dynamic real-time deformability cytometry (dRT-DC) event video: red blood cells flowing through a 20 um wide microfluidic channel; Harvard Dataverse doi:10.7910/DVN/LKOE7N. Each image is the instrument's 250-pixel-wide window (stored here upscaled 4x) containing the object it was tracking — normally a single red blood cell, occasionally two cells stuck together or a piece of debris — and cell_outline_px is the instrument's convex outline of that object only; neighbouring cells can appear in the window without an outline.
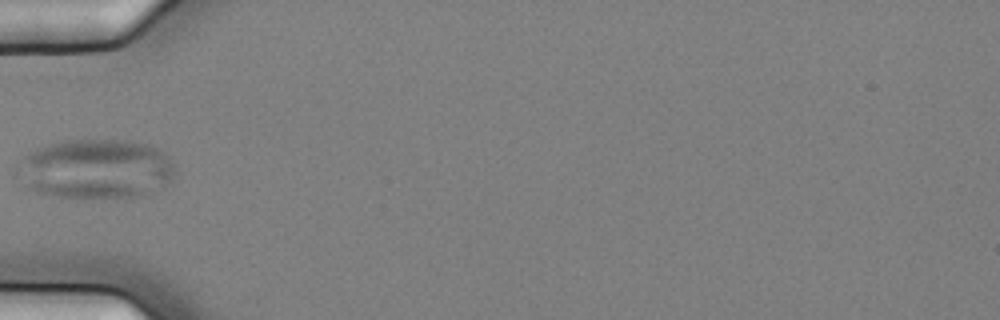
{"species": "common noctule bat (a hibernating species)", "species_latin": "Nyctalus noctula", "temperature_condition": "cold", "stored_images_in_passage": 2, "camera_frame_rate_fps": 3000, "um_per_image_px": 0.085, "animal": {"sex": "female", "body_mass_g": 25.1}, "frame": {"image": 1, "passage_image": 1, "time_ms": 0.0, "image_size_px": [1000, 320], "cell_outline_px": [[176, 172], [172, 180], [152, 192], [140, 196], [104, 200], [56, 196], [36, 192], [24, 188], [12, 176], [12, 168], [28, 152], [36, 148], [60, 140], [128, 140], [148, 144], [164, 152], [176, 164]], "centroid_in_image_um": [8.06, 14.39], "position_along_channel_um": 76.9, "area_um2": 56.99}}
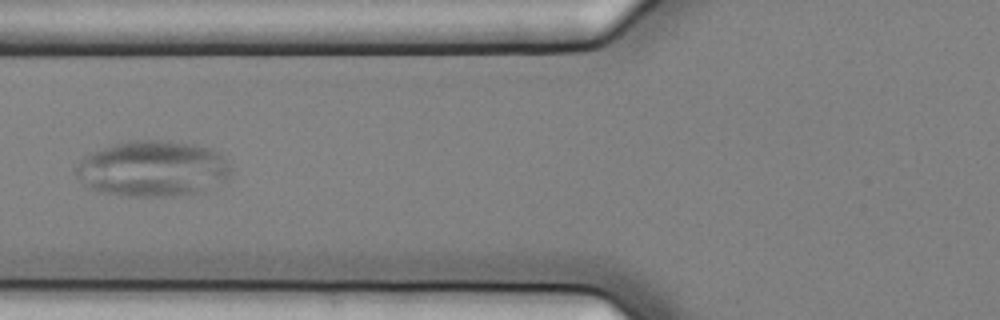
{"frame": {"image": 2, "passage_image": 2, "time_ms": 0.333, "image_size_px": [1000, 320], "cell_outline_px": [[232, 168], [228, 180], [204, 192], [172, 196], [124, 196], [104, 192], [88, 188], [76, 176], [72, 168], [84, 156], [92, 152], [112, 144], [128, 140], [168, 140], [192, 144], [212, 148], [224, 156], [228, 160]], "centroid_in_image_um": [13.01, 14.34], "position_along_channel_um": 112.8, "area_um2": 51.44}}